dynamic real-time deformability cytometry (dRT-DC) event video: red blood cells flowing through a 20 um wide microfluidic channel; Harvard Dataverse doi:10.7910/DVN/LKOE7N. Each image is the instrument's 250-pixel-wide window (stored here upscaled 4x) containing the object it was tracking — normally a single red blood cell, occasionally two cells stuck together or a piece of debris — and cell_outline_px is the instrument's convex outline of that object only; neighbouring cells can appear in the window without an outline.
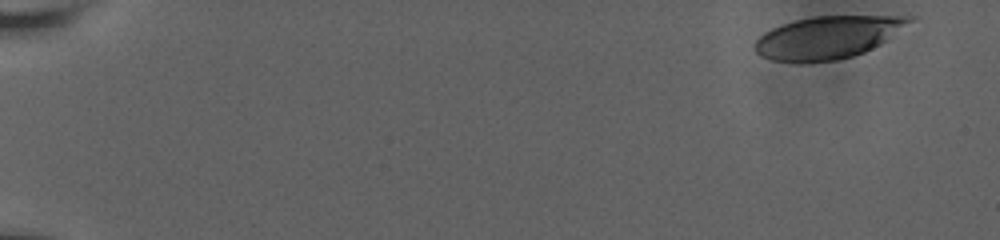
{"species": "human", "species_latin": "Homo sapiens", "temperature_condition": "room temperature", "stored_images_in_passage": 16, "camera_frame_rate_fps": 3000, "um_per_image_px": 0.085, "donor": {"sex": "male"}, "frame": {"image": 1, "passage_image": 1, "time_ms": 0.0, "image_size_px": [1000, 240], "cell_outline_px": [[920, 16], [880, 44], [864, 52], [852, 56], [836, 60], [772, 60], [760, 56], [756, 52], [756, 40], [764, 32], [772, 28], [796, 20], [816, 16]], "centroid_in_image_um": [70.4, 3.14], "position_along_channel_um": 14.6, "area_um2": 37.34}}
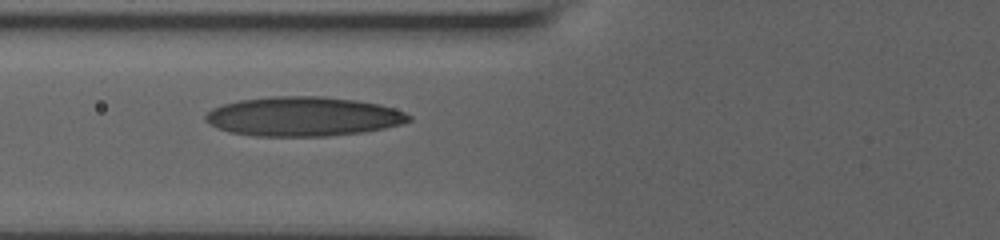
{"frame": {"image": 2, "passage_image": 14, "time_ms": 7.333, "image_size_px": [1000, 240], "cell_outline_px": [[412, 120], [400, 124], [384, 128], [364, 132], [328, 136], [256, 136], [232, 132], [216, 128], [204, 120], [204, 116], [212, 108], [224, 104], [240, 100], [268, 96], [324, 96], [356, 100], [380, 104], [404, 112], [412, 116]], "centroid_in_image_um": [25.77, 9.9], "position_along_channel_um": 100.0, "area_um2": 46.76}}
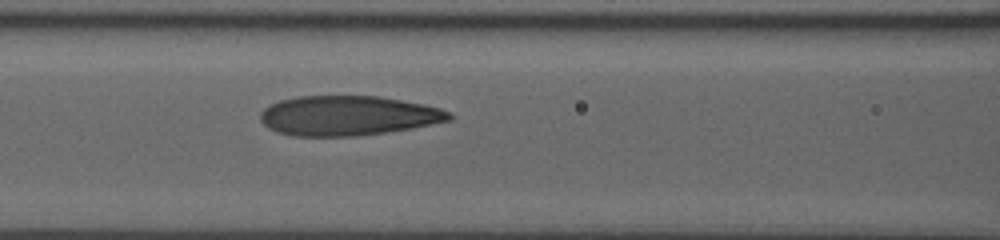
{"frame": {"image": 3, "passage_image": 16, "time_ms": 8.333, "image_size_px": [1000, 240], "cell_outline_px": [[452, 120], [412, 128], [356, 136], [292, 136], [276, 132], [268, 128], [260, 120], [260, 112], [268, 104], [280, 100], [296, 96], [380, 96], [424, 104], [440, 108], [452, 112]], "centroid_in_image_um": [29.56, 9.83], "position_along_channel_um": 137.0, "area_um2": 44.04}}